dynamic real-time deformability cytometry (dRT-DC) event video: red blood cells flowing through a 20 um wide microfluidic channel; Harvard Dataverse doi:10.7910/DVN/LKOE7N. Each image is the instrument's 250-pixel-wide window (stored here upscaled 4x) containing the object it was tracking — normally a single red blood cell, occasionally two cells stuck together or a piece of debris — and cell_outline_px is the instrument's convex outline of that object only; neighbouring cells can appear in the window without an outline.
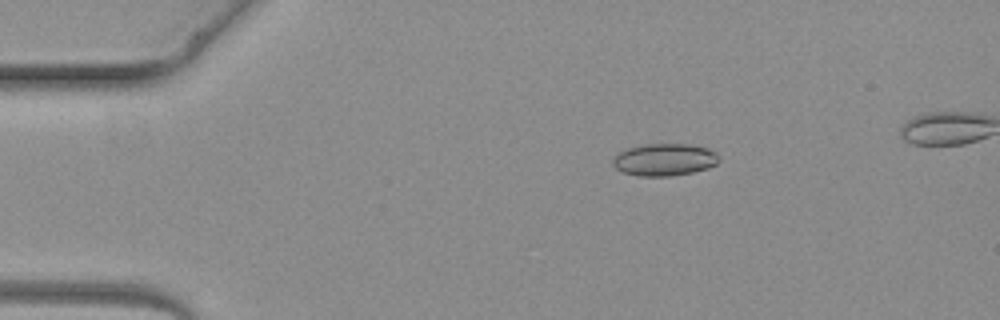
{"species": "common noctule bat (a hibernating species)", "species_latin": "Nyctalus noctula", "temperature_condition": "warm", "stored_images_in_passage": 4, "camera_frame_rate_fps": 3000, "um_per_image_px": 0.085, "animal": {"sex": "female", "body_mass_g": 19.3, "forearm_length_mm": 54.1}, "frame": {"image": 1, "passage_image": 2, "time_ms": 1.333, "image_size_px": [1000, 320], "cell_outline_px": [[720, 160], [716, 164], [708, 168], [692, 172], [668, 176], [640, 176], [624, 172], [616, 168], [612, 164], [612, 160], [624, 148], [644, 144], [688, 144], [708, 148], [716, 152], [720, 156]], "centroid_in_image_um": [56.49, 13.56], "position_along_channel_um": 28.5, "area_um2": 20.0}}